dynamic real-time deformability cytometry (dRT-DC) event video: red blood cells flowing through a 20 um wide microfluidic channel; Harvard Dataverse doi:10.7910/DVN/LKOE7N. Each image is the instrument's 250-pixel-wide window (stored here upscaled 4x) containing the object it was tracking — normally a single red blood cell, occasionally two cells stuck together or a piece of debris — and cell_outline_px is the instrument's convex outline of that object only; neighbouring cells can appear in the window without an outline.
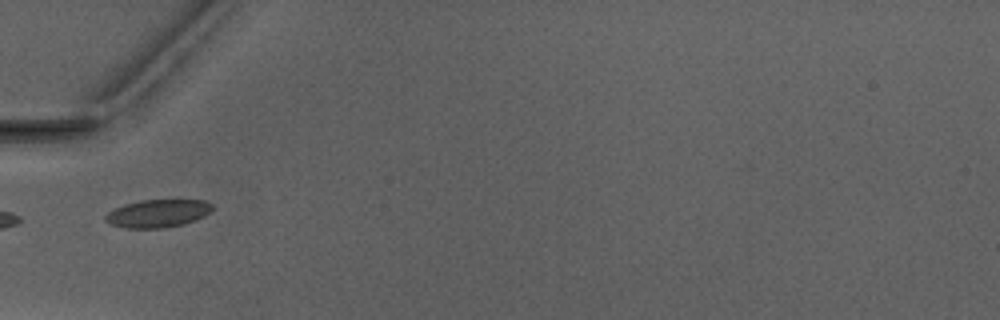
{"species": "Egyptian fruit bat (a non-hibernating species)", "species_latin": "Rousettus aegyptiacus", "temperature_condition": "warm", "stored_images_in_passage": 5, "camera_frame_rate_fps": 3000, "um_per_image_px": 0.085, "animal": {"sex": "male"}, "frame": {"image": 1, "passage_image": 5, "time_ms": 5.667, "image_size_px": [1000, 320], "cell_outline_px": [[212, 212], [196, 220], [184, 224], [164, 228], [128, 228], [112, 224], [104, 220], [104, 216], [108, 212], [124, 204], [140, 200], [180, 196], [204, 200], [212, 204]], "centroid_in_image_um": [13.51, 18.07], "position_along_channel_um": 71.5, "area_um2": 18.32}}